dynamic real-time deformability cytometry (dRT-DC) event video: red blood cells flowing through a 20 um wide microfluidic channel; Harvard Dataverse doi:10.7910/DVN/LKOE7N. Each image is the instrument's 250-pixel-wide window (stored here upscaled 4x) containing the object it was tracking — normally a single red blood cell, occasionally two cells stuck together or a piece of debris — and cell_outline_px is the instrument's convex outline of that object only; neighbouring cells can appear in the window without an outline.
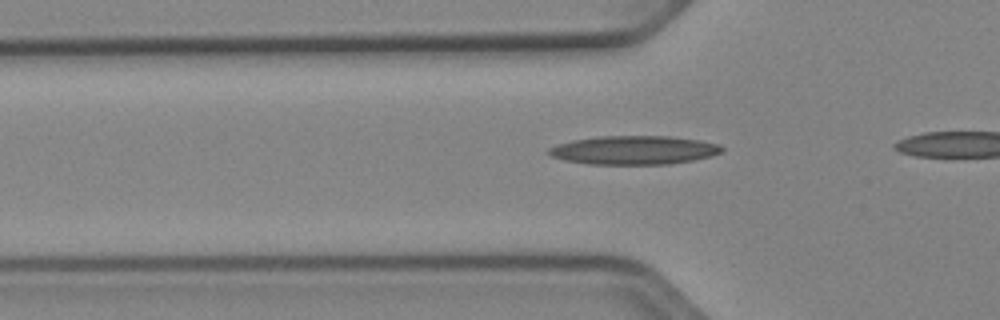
{"species": "Egyptian fruit bat (a non-hibernating species)", "species_latin": "Rousettus aegyptiacus", "temperature_condition": "cold", "stored_images_in_passage": 22, "camera_frame_rate_fps": 3000, "um_per_image_px": 0.085, "animal": {"sex": "female"}, "frame": {"image": 1, "passage_image": 4, "time_ms": 1.0, "image_size_px": [1000, 320], "cell_outline_px": [[724, 148], [720, 152], [712, 156], [692, 160], [668, 164], [588, 164], [564, 160], [552, 156], [548, 152], [548, 148], [556, 144], [572, 140], [596, 136], [668, 136], [700, 140], [720, 144]], "centroid_in_image_um": [53.87, 12.75], "position_along_channel_um": 71.9, "area_um2": 29.02}}
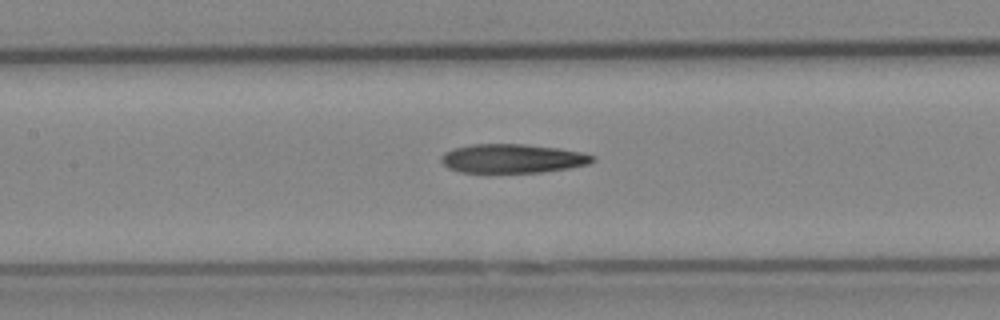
{"frame": {"image": 2, "passage_image": 11, "time_ms": 3.333, "image_size_px": [1000, 320], "cell_outline_px": [[596, 160], [588, 164], [568, 168], [540, 172], [460, 172], [448, 168], [440, 160], [440, 156], [444, 152], [452, 148], [472, 144], [524, 144], [560, 148], [584, 152], [596, 156]], "centroid_in_image_um": [43.57, 13.46], "position_along_channel_um": 163.8, "area_um2": 25.72}}
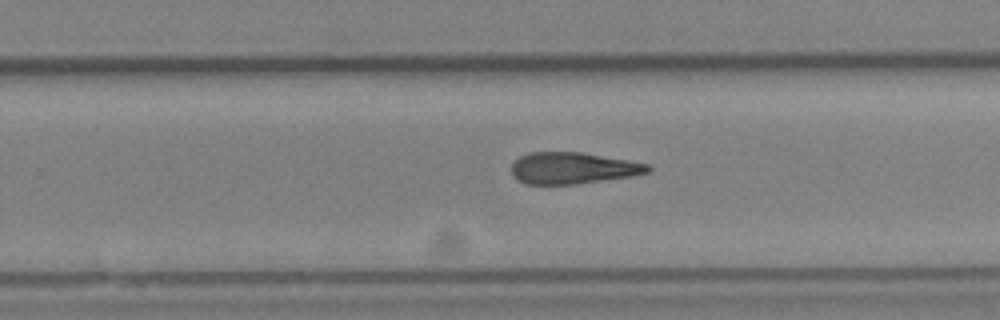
{"frame": {"image": 3, "passage_image": 20, "time_ms": 6.333, "image_size_px": [1000, 320], "cell_outline_px": [[652, 168], [648, 172], [632, 176], [572, 184], [528, 184], [516, 180], [512, 176], [512, 164], [520, 156], [528, 152], [580, 152], [628, 160], [648, 164]], "centroid_in_image_um": [48.66, 14.28], "position_along_channel_um": 281.1, "area_um2": 24.91}}